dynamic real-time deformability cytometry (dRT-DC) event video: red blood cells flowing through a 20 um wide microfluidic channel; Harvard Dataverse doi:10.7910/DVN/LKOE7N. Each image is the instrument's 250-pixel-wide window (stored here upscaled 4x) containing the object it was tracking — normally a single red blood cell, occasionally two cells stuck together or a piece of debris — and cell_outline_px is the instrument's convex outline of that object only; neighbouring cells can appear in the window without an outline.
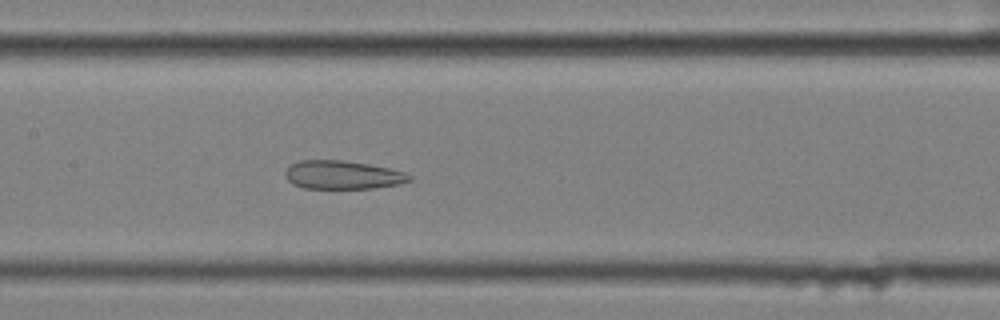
{"species": "common noctule bat (a hibernating species)", "species_latin": "Nyctalus noctula", "temperature_condition": "cold", "stored_images_in_passage": 53, "camera_frame_rate_fps": 3000, "um_per_image_px": 0.085, "animal": {"sex": "female", "body_mass_g": 25.1}, "frame": {"image": 1, "passage_image": 24, "time_ms": 7.667, "image_size_px": [1000, 320], "cell_outline_px": [[412, 180], [400, 184], [372, 188], [304, 188], [292, 184], [284, 176], [284, 172], [292, 164], [300, 160], [340, 160], [368, 164], [408, 172], [412, 176]], "centroid_in_image_um": [29.14, 14.87], "position_along_channel_um": 178.3, "area_um2": 20.63}}
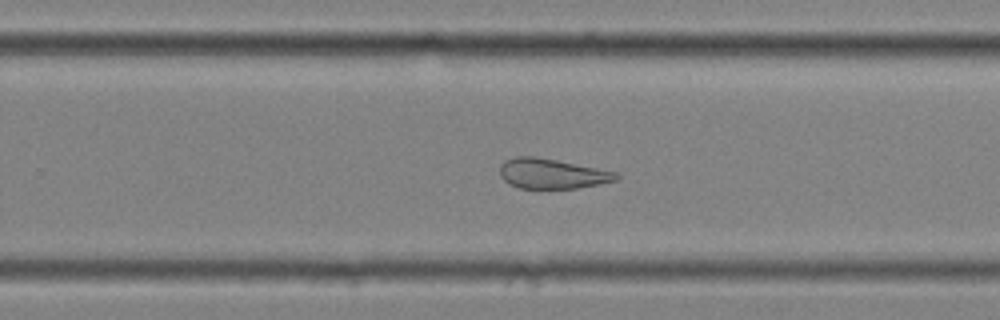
{"frame": {"image": 2, "passage_image": 33, "time_ms": 10.667, "image_size_px": [1000, 320], "cell_outline_px": [[620, 176], [616, 180], [576, 188], [520, 188], [508, 184], [500, 176], [500, 164], [504, 160], [516, 156], [536, 156], [616, 172]], "centroid_in_image_um": [46.85, 14.75], "position_along_channel_um": 283.0, "area_um2": 20.17}}
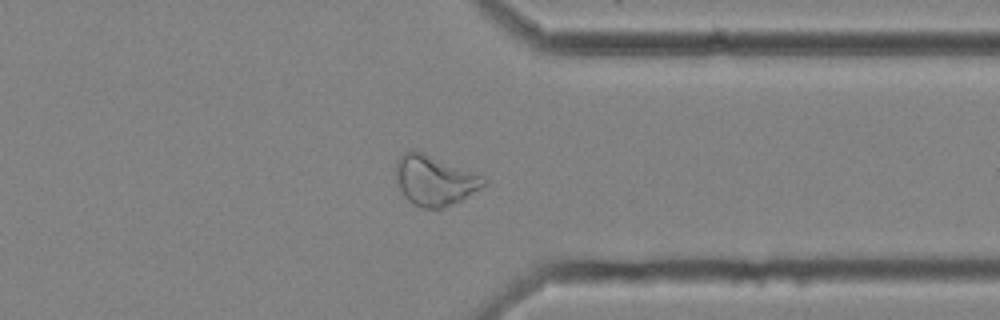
{"frame": {"image": 3, "passage_image": 41, "time_ms": 13.333, "image_size_px": [1000, 320], "cell_outline_px": [[488, 184], [460, 200], [440, 208], [420, 208], [412, 204], [404, 196], [396, 180], [396, 160], [404, 152], [412, 148], [484, 176], [488, 180]], "centroid_in_image_um": [36.92, 15.32], "position_along_channel_um": 374.5, "area_um2": 25.61}, "authors_computed_cell_mechanics": {"area_um2": 27.2816, "velocity_mm_per_s": 3.493, "shape_relaxation_time_tau1_ms": null, "shape_relaxation_time_tau2_ms": 4.0076, "deformation_change_tau1": null, "deformation_change_tau2": 0.126}}